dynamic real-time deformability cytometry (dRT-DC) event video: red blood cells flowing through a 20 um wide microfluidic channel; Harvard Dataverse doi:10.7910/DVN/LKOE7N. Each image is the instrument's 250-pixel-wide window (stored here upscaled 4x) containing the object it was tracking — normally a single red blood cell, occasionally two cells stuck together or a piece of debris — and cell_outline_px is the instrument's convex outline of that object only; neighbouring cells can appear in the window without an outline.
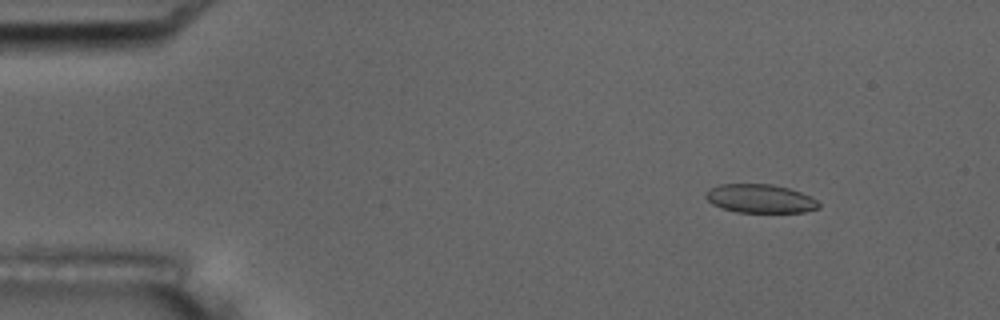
{"species": "common noctule bat (a hibernating species)", "species_latin": "Nyctalus noctula", "temperature_condition": "room temperature", "stored_images_in_passage": 7, "camera_frame_rate_fps": 3000, "um_per_image_px": 0.085, "animal": {"sex": "male", "body_mass_g": 17.5, "forearm_length_mm": 52.3}, "frame": {"image": 1, "passage_image": 3, "time_ms": 2.0, "image_size_px": [1000, 320], "cell_outline_px": [[820, 208], [804, 212], [736, 212], [712, 204], [704, 196], [704, 192], [708, 188], [720, 184], [772, 184], [788, 188], [800, 192], [816, 200], [820, 204]], "centroid_in_image_um": [64.58, 16.87], "position_along_channel_um": 20.4, "area_um2": 18.84}}
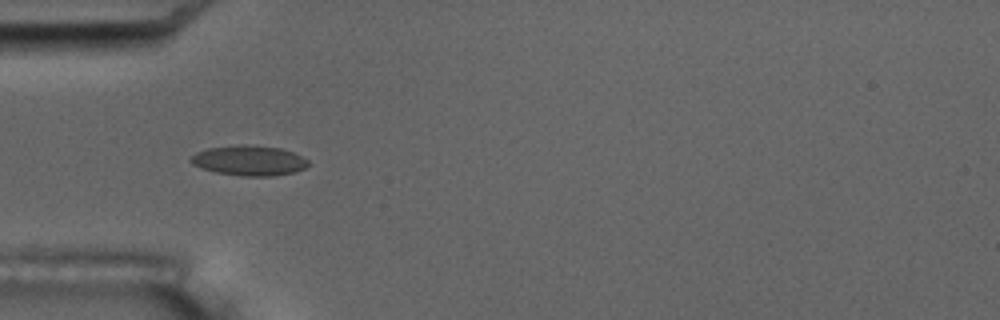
{"frame": {"image": 2, "passage_image": 6, "time_ms": 5.667, "image_size_px": [1000, 320], "cell_outline_px": [[308, 164], [304, 168], [296, 172], [272, 176], [240, 176], [216, 172], [200, 168], [192, 164], [188, 160], [196, 152], [208, 148], [240, 144], [248, 144], [280, 148], [292, 152], [308, 160]], "centroid_in_image_um": [21.14, 13.64], "position_along_channel_um": 63.9, "area_um2": 20.69}}